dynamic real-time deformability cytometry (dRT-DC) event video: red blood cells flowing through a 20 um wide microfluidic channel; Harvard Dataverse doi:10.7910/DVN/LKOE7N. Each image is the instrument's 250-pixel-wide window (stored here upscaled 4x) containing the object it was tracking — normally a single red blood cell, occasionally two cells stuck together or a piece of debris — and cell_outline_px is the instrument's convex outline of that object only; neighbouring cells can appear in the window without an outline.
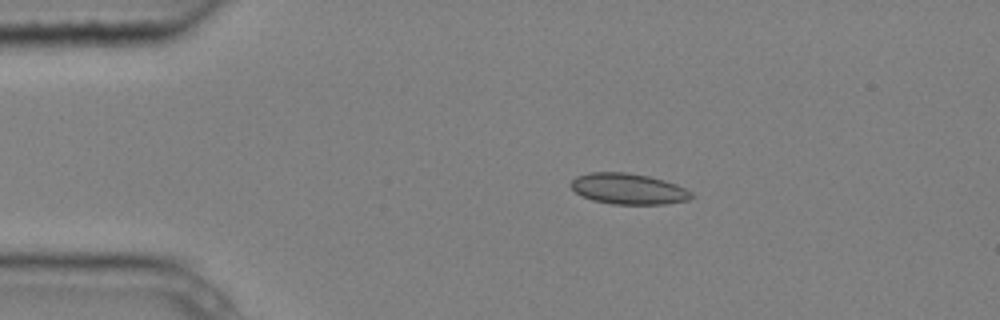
{"species": "common noctule bat (a hibernating species)", "species_latin": "Nyctalus noctula", "temperature_condition": "cold", "stored_images_in_passage": 4, "camera_frame_rate_fps": 3000, "um_per_image_px": 0.085, "animal": {"sex": "male", "body_mass_g": 20.4}, "frame": {"image": 1, "passage_image": 2, "time_ms": 0.333, "image_size_px": [1000, 320], "cell_outline_px": [[696, 196], [688, 200], [664, 204], [612, 204], [592, 200], [576, 192], [568, 184], [576, 176], [592, 172], [628, 172], [648, 176], [664, 180], [676, 184], [692, 192]], "centroid_in_image_um": [53.42, 16.05], "position_along_channel_um": 31.6, "area_um2": 21.73}}
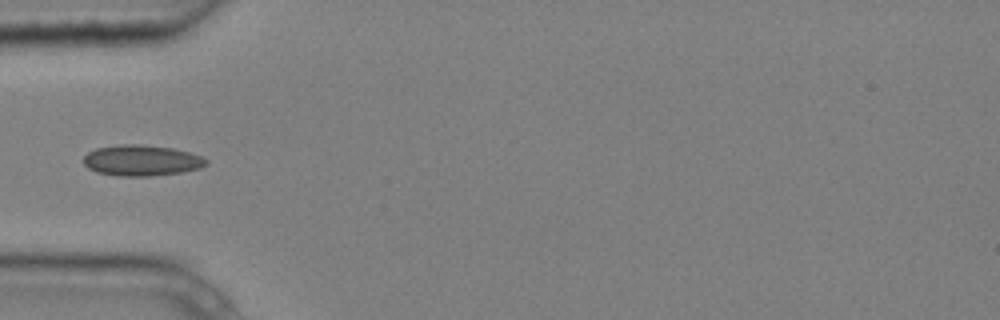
{"frame": {"image": 2, "passage_image": 4, "time_ms": 1.0, "image_size_px": [1000, 320], "cell_outline_px": [[208, 164], [200, 168], [180, 172], [148, 176], [116, 176], [96, 172], [88, 168], [84, 164], [84, 156], [88, 152], [96, 148], [124, 144], [136, 144], [172, 148], [188, 152], [200, 156], [208, 160]], "centroid_in_image_um": [12.01, 13.64], "position_along_channel_um": 73.0, "area_um2": 21.91}}